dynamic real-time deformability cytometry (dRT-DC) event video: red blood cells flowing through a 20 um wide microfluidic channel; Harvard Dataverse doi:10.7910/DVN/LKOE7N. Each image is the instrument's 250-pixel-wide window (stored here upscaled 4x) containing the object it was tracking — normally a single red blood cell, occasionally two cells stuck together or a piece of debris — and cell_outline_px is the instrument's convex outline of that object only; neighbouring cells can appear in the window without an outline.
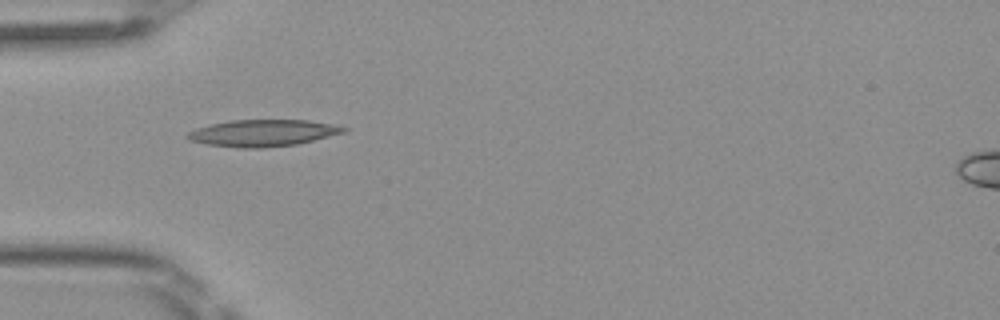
{"species": "Egyptian fruit bat (a non-hibernating species)", "species_latin": "Rousettus aegyptiacus", "temperature_condition": "room temperature", "stored_images_in_passage": 8, "camera_frame_rate_fps": 3000, "um_per_image_px": 0.085, "frame": {"image": 1, "passage_image": 5, "time_ms": 1.333, "image_size_px": [1000, 320], "cell_outline_px": [[348, 128], [344, 132], [296, 144], [264, 148], [240, 148], [208, 144], [188, 140], [184, 136], [188, 132], [196, 128], [212, 124], [232, 120], [308, 120], [332, 124]], "centroid_in_image_um": [22.3, 11.3], "position_along_channel_um": 62.7, "area_um2": 24.1}}
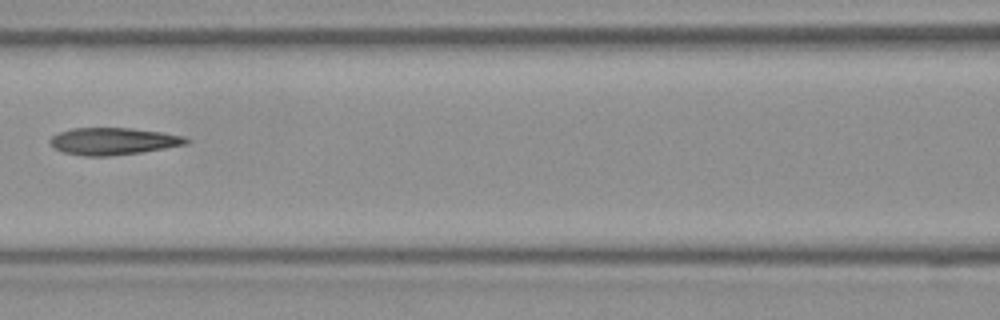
{"frame": {"image": 2, "passage_image": 7, "time_ms": 2.0, "image_size_px": [1000, 320], "cell_outline_px": [[192, 140], [188, 144], [144, 152], [112, 156], [84, 156], [64, 152], [48, 144], [48, 140], [52, 136], [60, 132], [72, 128], [132, 128], [160, 132], [184, 136]], "centroid_in_image_um": [9.65, 12.01], "position_along_channel_um": 157.0, "area_um2": 21.68}}
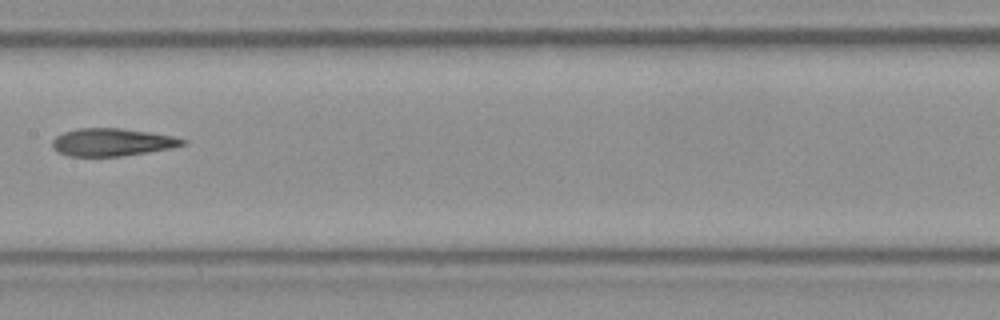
{"frame": {"image": 3, "passage_image": 8, "time_ms": 2.333, "image_size_px": [1000, 320], "cell_outline_px": [[188, 144], [172, 148], [148, 152], [120, 156], [68, 156], [56, 152], [52, 148], [52, 140], [56, 136], [64, 132], [76, 128], [120, 128], [148, 132], [172, 136], [188, 140]], "centroid_in_image_um": [9.52, 12.09], "position_along_channel_um": 197.9, "area_um2": 21.15}}